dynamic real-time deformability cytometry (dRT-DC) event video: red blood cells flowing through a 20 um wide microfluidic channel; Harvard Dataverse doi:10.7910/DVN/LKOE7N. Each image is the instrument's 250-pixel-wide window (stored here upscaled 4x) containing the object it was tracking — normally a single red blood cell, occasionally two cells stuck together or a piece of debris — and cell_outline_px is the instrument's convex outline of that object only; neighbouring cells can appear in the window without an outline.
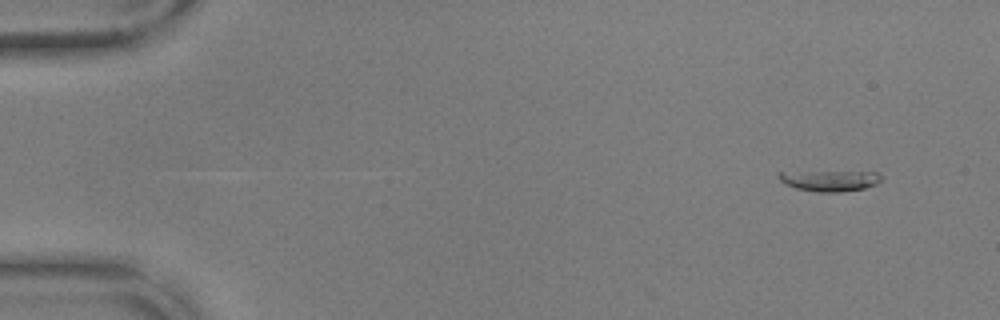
{"species": "common noctule bat (a hibernating species)", "species_latin": "Nyctalus noctula", "temperature_condition": "warm", "stored_images_in_passage": 4, "camera_frame_rate_fps": 3000, "um_per_image_px": 0.085, "animal": {"sex": "male", "body_mass_g": 17.9, "forearm_length_mm": 54.2}, "frame": {"image": 1, "passage_image": 4, "time_ms": 1.0, "image_size_px": [1000, 320], "cell_outline_px": [[884, 176], [876, 184], [864, 188], [840, 192], [816, 192], [796, 188], [780, 180], [776, 176], [776, 172], [876, 172]], "centroid_in_image_um": [70.54, 15.35], "position_along_channel_um": 14.5, "area_um2": 12.31}}